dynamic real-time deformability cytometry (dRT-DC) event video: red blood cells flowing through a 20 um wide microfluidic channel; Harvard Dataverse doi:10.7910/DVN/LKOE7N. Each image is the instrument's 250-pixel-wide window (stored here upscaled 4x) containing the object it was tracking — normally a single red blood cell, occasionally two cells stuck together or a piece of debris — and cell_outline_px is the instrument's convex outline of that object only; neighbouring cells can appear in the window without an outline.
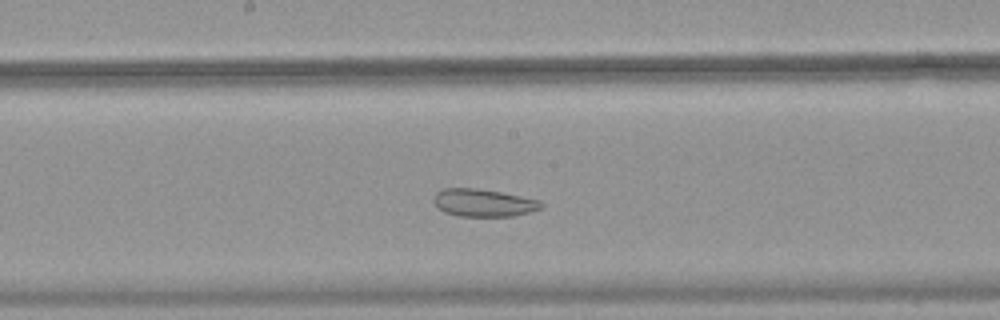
{"species": "common noctule bat (a hibernating species)", "species_latin": "Nyctalus noctula", "temperature_condition": "warm", "stored_images_in_passage": 46, "camera_frame_rate_fps": 3000, "um_per_image_px": 0.085, "animal": {"sex": "female", "body_mass_g": 18.4}, "frame": {"image": 1, "passage_image": 23, "time_ms": 7.333, "image_size_px": [1000, 320], "cell_outline_px": [[544, 208], [516, 216], [460, 216], [444, 212], [432, 200], [436, 192], [444, 188], [476, 188], [500, 192], [540, 200], [544, 204]], "centroid_in_image_um": [41.13, 17.24], "position_along_channel_um": 207.1, "area_um2": 17.34}}
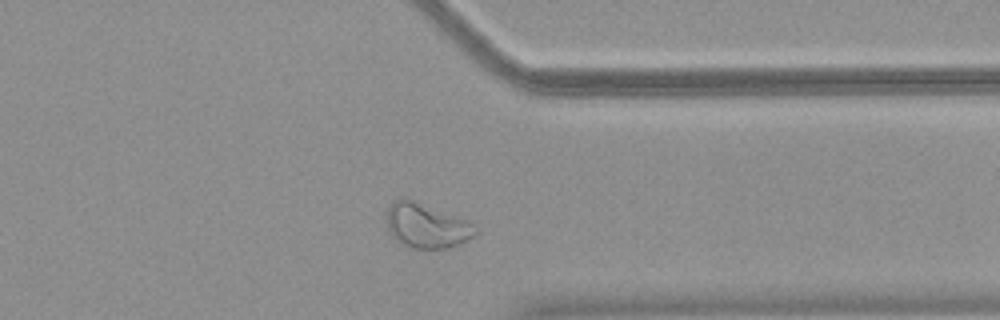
{"frame": {"image": 2, "passage_image": 36, "time_ms": 11.667, "image_size_px": [1000, 320], "cell_outline_px": [[476, 236], [460, 244], [444, 248], [412, 248], [400, 244], [388, 232], [384, 220], [388, 208], [396, 200], [404, 196], [408, 196], [456, 216], [472, 224], [476, 232]], "centroid_in_image_um": [36.17, 19.16], "position_along_channel_um": 375.2, "area_um2": 23.47}}
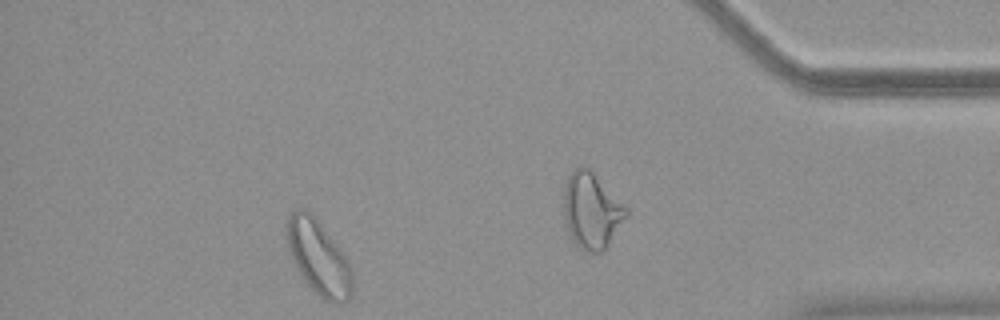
{"frame": {"image": 3, "passage_image": 42, "time_ms": 13.667, "image_size_px": [1000, 320], "cell_outline_px": [[352, 292], [348, 300], [340, 304], [332, 304], [324, 300], [308, 284], [300, 272], [288, 248], [284, 236], [284, 224], [288, 216], [296, 208], [304, 208], [320, 224], [340, 248], [348, 260], [352, 272]], "centroid_in_image_um": [27.06, 21.88], "position_along_channel_um": 408.1, "area_um2": 28.32}}